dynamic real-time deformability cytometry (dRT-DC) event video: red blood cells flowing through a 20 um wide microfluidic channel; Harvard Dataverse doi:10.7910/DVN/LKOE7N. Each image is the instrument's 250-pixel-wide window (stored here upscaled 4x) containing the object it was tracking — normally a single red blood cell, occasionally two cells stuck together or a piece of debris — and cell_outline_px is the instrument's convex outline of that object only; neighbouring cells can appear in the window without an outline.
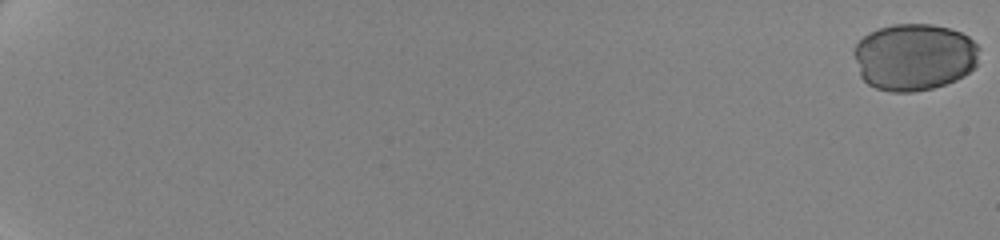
{"species": "human", "species_latin": "Homo sapiens", "temperature_condition": "cold", "stored_images_in_passage": 61, "camera_frame_rate_fps": 3000, "um_per_image_px": 0.085, "donor": {"sex": "female"}, "frame": {"image": 1, "passage_image": 1, "time_ms": 0.0, "image_size_px": [1000, 240], "cell_outline_px": [[980, 48], [976, 68], [964, 76], [956, 80], [932, 88], [912, 92], [892, 92], [876, 88], [868, 84], [860, 76], [852, 52], [856, 44], [868, 32], [892, 24], [932, 24], [948, 28], [960, 32], [968, 36]], "centroid_in_image_um": [77.71, 4.84], "position_along_channel_um": 7.3, "area_um2": 49.3}}
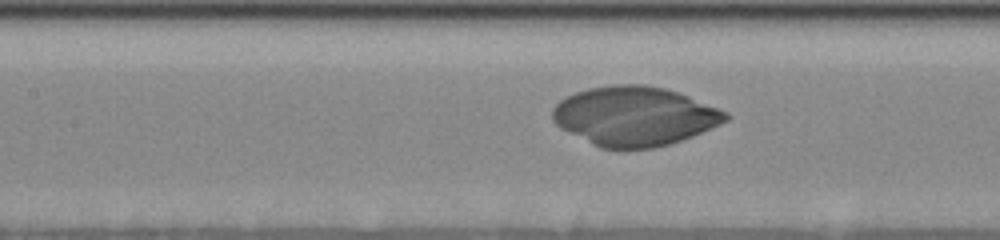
{"frame": {"image": 2, "passage_image": 34, "time_ms": 11.0, "image_size_px": [1000, 240], "cell_outline_px": [[732, 116], [728, 120], [720, 124], [692, 136], [668, 144], [652, 148], [600, 148], [560, 128], [552, 120], [552, 108], [560, 100], [576, 92], [588, 88], [612, 84], [644, 84], [664, 88], [680, 92], [728, 112]], "centroid_in_image_um": [53.94, 9.85], "position_along_channel_um": 153.5, "area_um2": 59.82}}
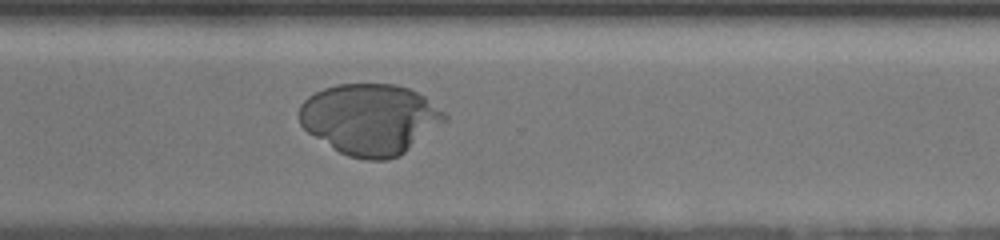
{"frame": {"image": 3, "passage_image": 50, "time_ms": 16.333, "image_size_px": [1000, 240], "cell_outline_px": [[448, 120], [400, 156], [388, 160], [368, 160], [348, 156], [340, 152], [308, 132], [300, 124], [300, 104], [308, 96], [324, 88], [336, 84], [396, 84], [408, 88], [424, 96], [444, 112], [448, 116]], "centroid_in_image_um": [31.47, 10.13], "position_along_channel_um": 339.1, "area_um2": 59.94}}